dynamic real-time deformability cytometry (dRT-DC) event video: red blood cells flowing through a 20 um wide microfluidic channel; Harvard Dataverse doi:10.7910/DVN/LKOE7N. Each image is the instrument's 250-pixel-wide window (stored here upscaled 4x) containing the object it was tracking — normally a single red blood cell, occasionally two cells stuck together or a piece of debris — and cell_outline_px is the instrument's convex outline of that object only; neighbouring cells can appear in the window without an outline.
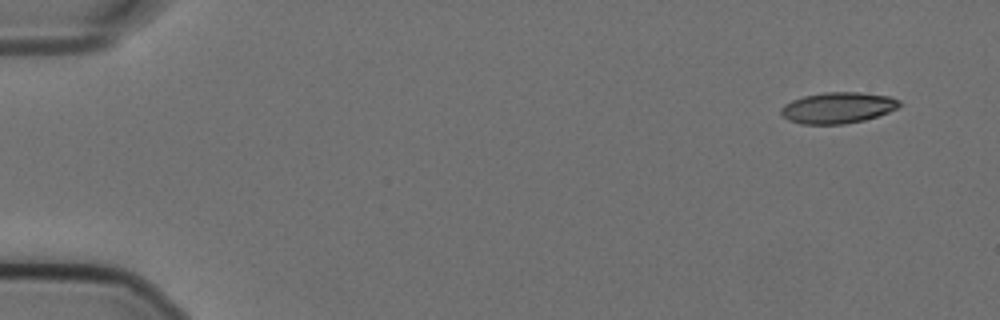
{"species": "Egyptian fruit bat (a non-hibernating species)", "species_latin": "Rousettus aegyptiacus", "temperature_condition": "cold", "stored_images_in_passage": 54, "camera_frame_rate_fps": 3000, "um_per_image_px": 0.085, "animal": {"sex": "female"}, "frame": {"image": 1, "passage_image": 1, "time_ms": 0.0, "image_size_px": [1000, 320], "cell_outline_px": [[900, 104], [896, 108], [888, 112], [864, 120], [844, 124], [800, 124], [788, 120], [780, 112], [780, 108], [784, 104], [792, 100], [804, 96], [824, 92], [860, 92], [888, 96], [900, 100]], "centroid_in_image_um": [71.18, 9.16], "position_along_channel_um": 13.8, "area_um2": 21.39}}
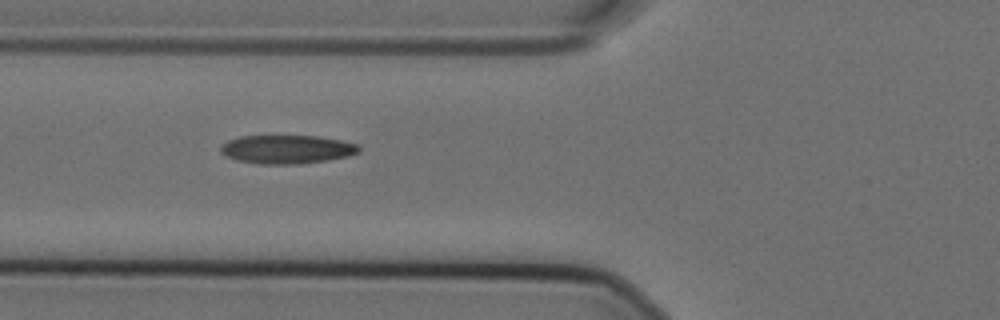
{"frame": {"image": 2, "passage_image": 19, "time_ms": 6.0, "image_size_px": [1000, 320], "cell_outline_px": [[360, 152], [348, 156], [324, 160], [296, 164], [260, 164], [236, 160], [224, 156], [220, 152], [220, 144], [228, 140], [240, 136], [320, 136], [360, 144]], "centroid_in_image_um": [24.36, 12.68], "position_along_channel_um": 101.4, "area_um2": 23.18}}
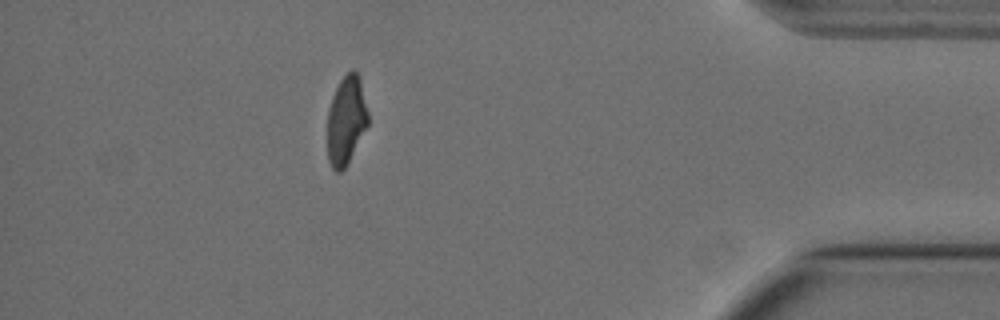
{"frame": {"image": 3, "passage_image": 48, "time_ms": 15.667, "image_size_px": [1000, 320], "cell_outline_px": [[368, 124], [344, 168], [340, 172], [336, 172], [332, 168], [328, 160], [328, 108], [332, 96], [340, 80], [352, 68], [356, 72], [360, 80], [368, 112]], "centroid_in_image_um": [29.41, 10.21], "position_along_channel_um": 405.8, "area_um2": 20.63}, "authors_computed_cell_mechanics": {"area_um2": 22.6576, "velocity_mm_per_s": 3.5751, "shape_relaxation_time_tau1_ms": 7.0704, "shape_relaxation_time_tau2_ms": 2.3259, "deformation_change_tau1": 0.1834, "deformation_change_tau2": 0.072}}